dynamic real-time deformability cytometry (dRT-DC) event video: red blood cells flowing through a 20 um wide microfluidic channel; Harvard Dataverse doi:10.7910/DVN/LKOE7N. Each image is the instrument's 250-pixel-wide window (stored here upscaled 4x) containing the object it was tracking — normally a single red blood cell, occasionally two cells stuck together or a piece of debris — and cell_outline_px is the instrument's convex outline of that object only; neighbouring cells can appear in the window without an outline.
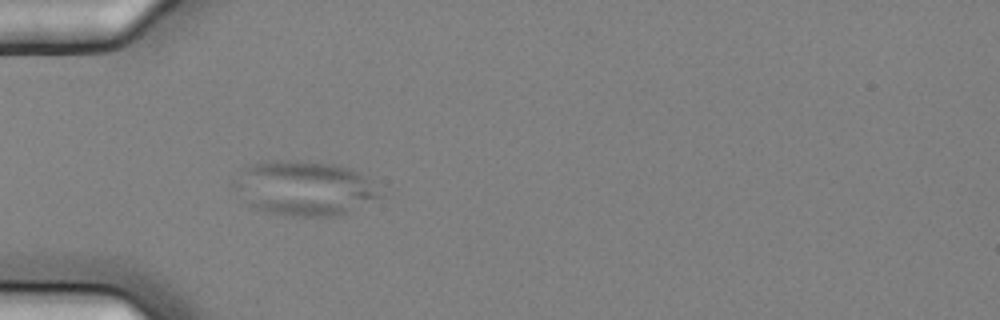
{"species": "common noctule bat (a hibernating species)", "species_latin": "Nyctalus noctula", "temperature_condition": "cold", "stored_images_in_passage": 3, "camera_frame_rate_fps": 3000, "um_per_image_px": 0.085, "animal": {"sex": "female", "body_mass_g": 25.1}, "frame": {"image": 1, "passage_image": 3, "time_ms": 0.667, "image_size_px": [1000, 320], "cell_outline_px": [[384, 196], [344, 212], [332, 216], [292, 216], [268, 212], [256, 208], [248, 204], [232, 188], [232, 180], [244, 168], [260, 160], [308, 160], [336, 164], [352, 168], [364, 176]], "centroid_in_image_um": [25.79, 15.96], "position_along_channel_um": 59.2, "area_um2": 46.53}}